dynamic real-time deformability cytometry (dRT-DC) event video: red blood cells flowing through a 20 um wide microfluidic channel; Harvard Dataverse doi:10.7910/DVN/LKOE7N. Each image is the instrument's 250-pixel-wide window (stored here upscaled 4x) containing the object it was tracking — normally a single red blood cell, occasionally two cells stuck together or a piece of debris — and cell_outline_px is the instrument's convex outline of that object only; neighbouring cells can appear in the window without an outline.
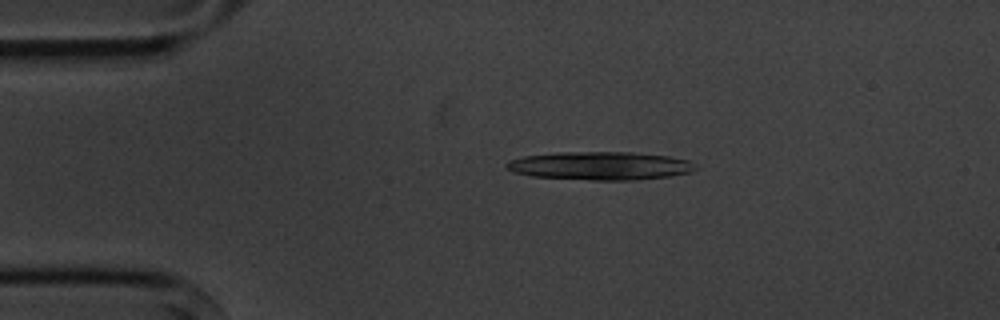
{"species": "common noctule bat (a hibernating species)", "species_latin": "Nyctalus noctula", "temperature_condition": "cold", "stored_images_in_passage": 8, "camera_frame_rate_fps": 3000, "um_per_image_px": 0.085, "animal": {"sex": "male", "body_mass_g": 20.1, "forearm_length_mm": 53.5}, "frame": {"image": 1, "passage_image": 3, "time_ms": 2.333, "image_size_px": [1000, 320], "cell_outline_px": [[696, 168], [692, 172], [668, 176], [636, 180], [592, 180], [532, 176], [512, 172], [504, 164], [508, 160], [524, 156], [560, 152], [632, 152], [668, 156], [688, 160]], "centroid_in_image_um": [50.98, 14.09], "position_along_channel_um": 34.0, "area_um2": 31.04}}
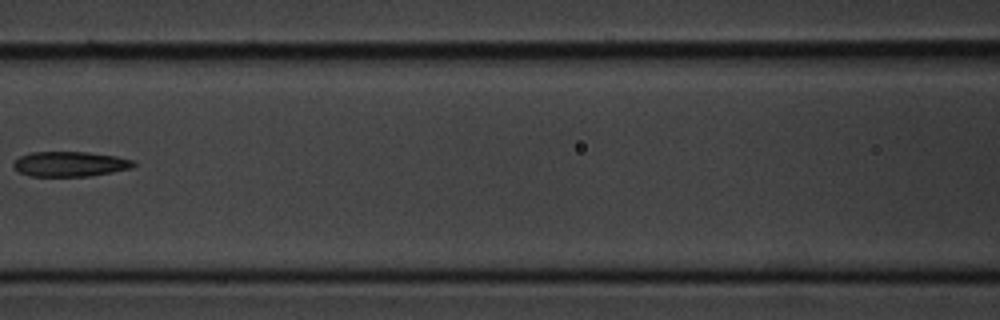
{"frame": {"image": 2, "passage_image": 7, "time_ms": 7.0, "image_size_px": [1000, 320], "cell_outline_px": [[136, 164], [132, 168], [92, 176], [28, 176], [20, 172], [12, 164], [20, 156], [32, 152], [88, 152], [116, 156], [132, 160]], "centroid_in_image_um": [5.97, 13.94], "position_along_channel_um": 160.6, "area_um2": 17.46}}
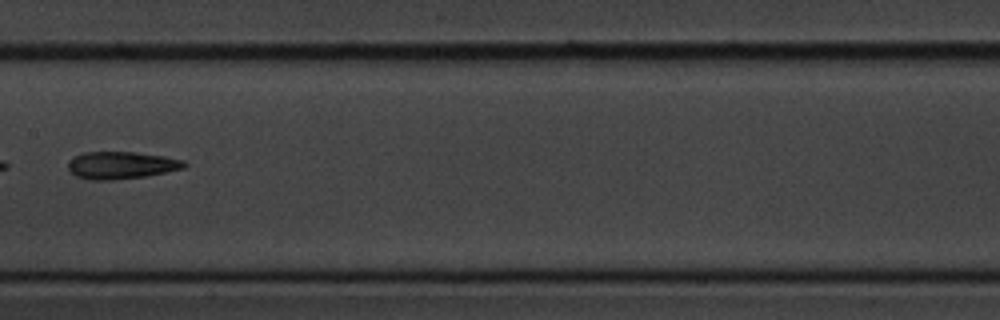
{"frame": {"image": 3, "passage_image": 8, "time_ms": 8.0, "image_size_px": [1000, 320], "cell_outline_px": [[188, 164], [184, 168], [144, 176], [112, 180], [92, 180], [76, 176], [68, 168], [68, 164], [76, 156], [84, 152], [136, 152], [164, 156], [184, 160]], "centroid_in_image_um": [10.34, 14.04], "position_along_channel_um": 197.1, "area_um2": 18.26}}